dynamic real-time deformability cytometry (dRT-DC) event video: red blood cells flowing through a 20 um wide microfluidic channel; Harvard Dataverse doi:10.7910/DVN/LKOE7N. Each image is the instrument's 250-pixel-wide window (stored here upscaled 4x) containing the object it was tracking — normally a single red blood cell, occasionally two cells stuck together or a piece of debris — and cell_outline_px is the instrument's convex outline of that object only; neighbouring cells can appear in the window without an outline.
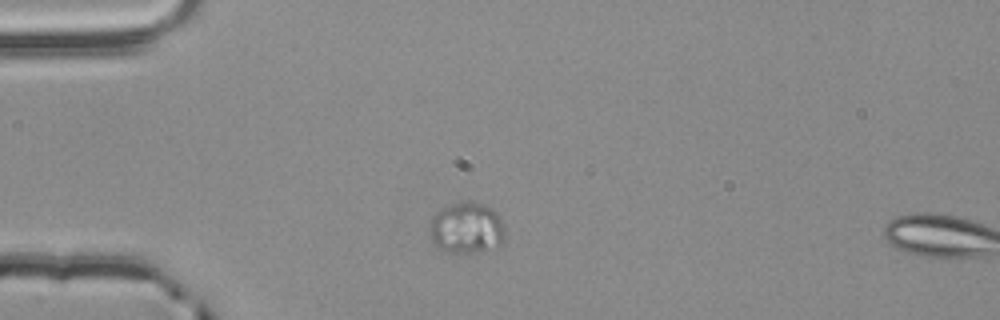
{"species": "common noctule bat (a hibernating species)", "species_latin": "Nyctalus noctula", "temperature_condition": "room temperature", "stored_images_in_passage": 2, "segment_of_instrument_passage": [1, 2], "camera_frame_rate_fps": 3000, "um_per_image_px": 0.085, "animal": {"sex": "male", "body_mass_g": 20.4}, "frame": {"image": 1, "passage_image": 1, "time_ms": 0.0, "image_size_px": [1000, 320], "cell_outline_px": [[504, 240], [500, 248], [484, 252], [444, 252], [432, 244], [428, 228], [428, 224], [432, 216], [440, 208], [448, 204], [472, 200], [476, 200], [492, 208], [500, 216], [504, 224]], "centroid_in_image_um": [39.66, 19.38], "position_along_channel_um": 45.3, "area_um2": 23.58}}